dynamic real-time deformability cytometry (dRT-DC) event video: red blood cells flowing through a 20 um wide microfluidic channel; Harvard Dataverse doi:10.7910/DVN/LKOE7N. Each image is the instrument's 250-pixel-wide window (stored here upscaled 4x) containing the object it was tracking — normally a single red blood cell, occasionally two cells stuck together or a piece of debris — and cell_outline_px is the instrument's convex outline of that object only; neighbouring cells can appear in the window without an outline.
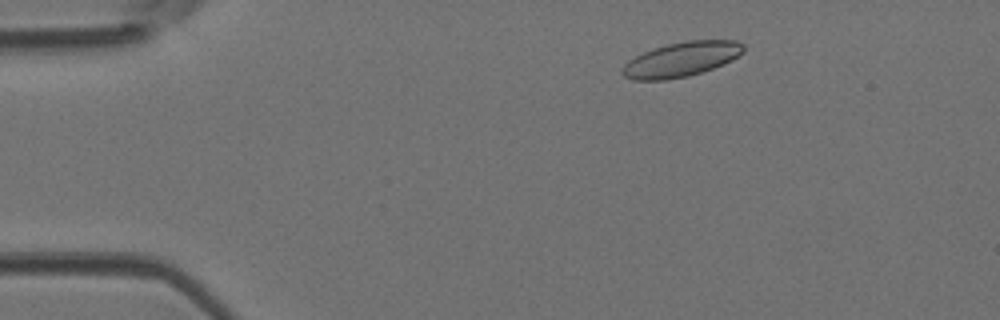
{"species": "Egyptian fruit bat (a non-hibernating species)", "species_latin": "Rousettus aegyptiacus", "temperature_condition": "room temperature", "stored_images_in_passage": 37, "camera_frame_rate_fps": 3000, "um_per_image_px": 0.085, "animal": {"sex": "female"}, "frame": {"image": 1, "passage_image": 6, "time_ms": 1.667, "image_size_px": [1000, 320], "cell_outline_px": [[744, 52], [732, 60], [724, 64], [688, 76], [664, 80], [632, 80], [624, 76], [620, 72], [624, 64], [628, 60], [644, 52], [668, 44], [684, 40], [736, 40], [744, 44]], "centroid_in_image_um": [57.92, 5.04], "position_along_channel_um": 27.1, "area_um2": 24.45}}
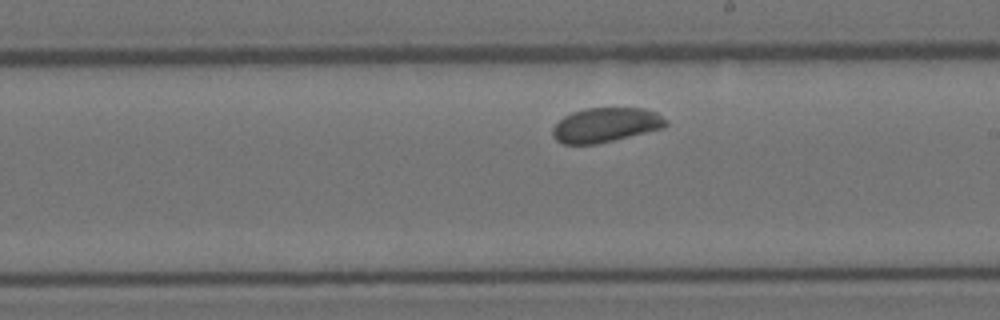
{"frame": {"image": 2, "passage_image": 25, "time_ms": 8.0, "image_size_px": [1000, 320], "cell_outline_px": [[668, 124], [664, 128], [596, 144], [564, 144], [556, 140], [552, 136], [552, 128], [564, 116], [572, 112], [584, 108], [644, 108], [656, 112], [668, 120]], "centroid_in_image_um": [51.49, 10.61], "position_along_channel_um": 237.5, "area_um2": 22.83}}
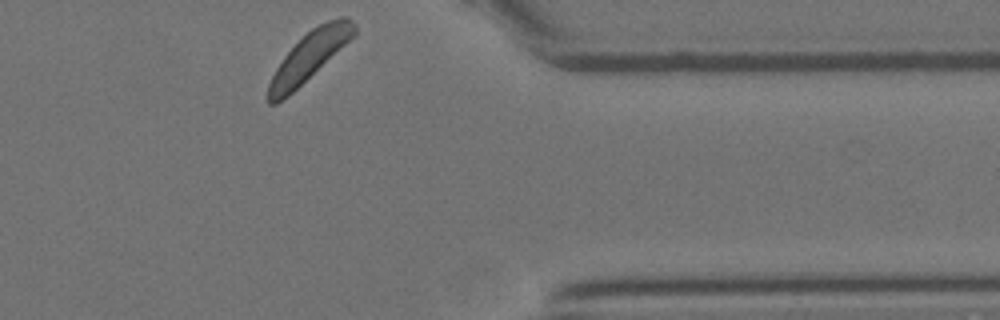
{"frame": {"image": 3, "passage_image": 37, "time_ms": 12.0, "image_size_px": [1000, 320], "cell_outline_px": [[356, 32], [344, 44], [288, 96], [276, 104], [268, 104], [268, 84], [276, 68], [284, 56], [312, 28], [328, 20], [340, 16], [348, 16], [356, 24]], "centroid_in_image_um": [26.27, 4.78], "position_along_channel_um": 385.1, "area_um2": 23.41}}